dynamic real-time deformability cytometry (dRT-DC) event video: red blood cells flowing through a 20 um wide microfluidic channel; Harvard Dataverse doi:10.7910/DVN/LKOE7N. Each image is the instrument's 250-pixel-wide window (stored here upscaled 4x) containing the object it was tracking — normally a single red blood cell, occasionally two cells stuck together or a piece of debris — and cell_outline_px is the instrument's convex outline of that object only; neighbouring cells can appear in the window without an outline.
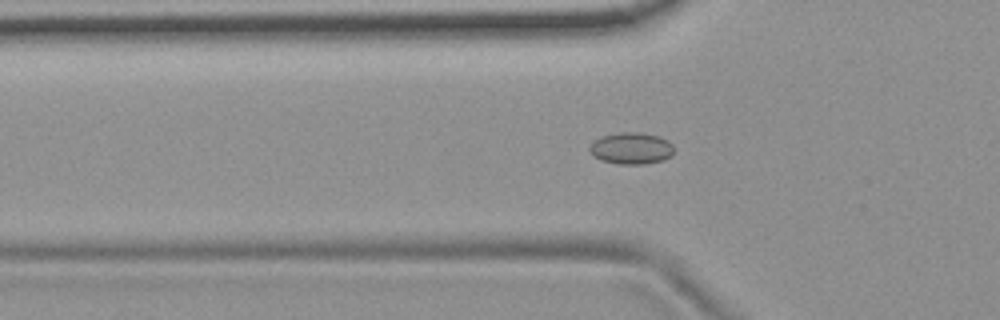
{"species": "common noctule bat (a hibernating species)", "species_latin": "Nyctalus noctula", "temperature_condition": "room temperature", "stored_images_in_passage": 56, "camera_frame_rate_fps": 3000, "um_per_image_px": 0.085, "animal": {"sex": "female", "body_mass_g": 19.9}, "frame": {"image": 1, "passage_image": 18, "time_ms": 5.667, "image_size_px": [1000, 320], "cell_outline_px": [[672, 156], [664, 160], [644, 164], [616, 164], [600, 160], [592, 156], [588, 148], [600, 136], [620, 132], [640, 132], [660, 136], [668, 140], [672, 144]], "centroid_in_image_um": [53.65, 12.61], "position_along_channel_um": 72.1, "area_um2": 15.78}}
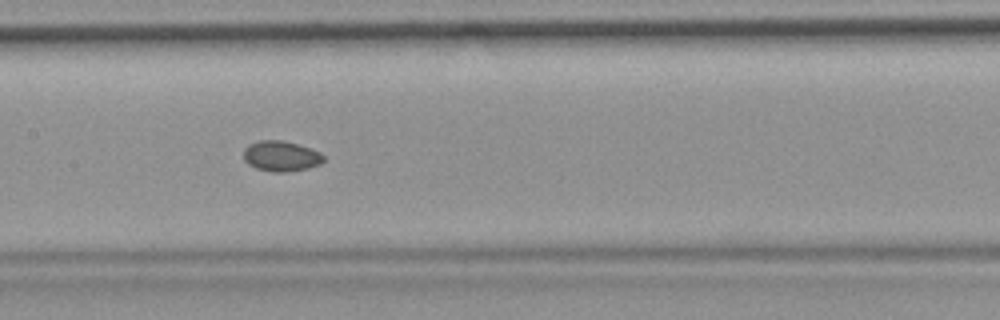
{"frame": {"image": 2, "passage_image": 27, "time_ms": 8.667, "image_size_px": [1000, 320], "cell_outline_px": [[324, 160], [320, 164], [308, 168], [288, 172], [272, 172], [256, 168], [248, 164], [244, 160], [244, 148], [248, 144], [260, 140], [280, 140], [296, 144], [320, 152], [324, 156]], "centroid_in_image_um": [23.87, 13.28], "position_along_channel_um": 183.5, "area_um2": 14.16}}
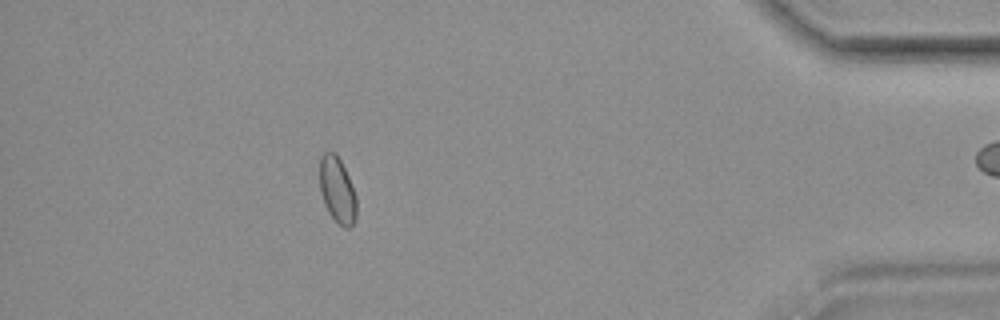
{"frame": {"image": 3, "passage_image": 49, "time_ms": 16.0, "image_size_px": [1000, 320], "cell_outline_px": [[356, 216], [352, 224], [348, 228], [344, 228], [328, 212], [324, 204], [320, 192], [320, 156], [324, 152], [336, 152], [348, 176], [356, 196]], "centroid_in_image_um": [28.65, 16.14], "position_along_channel_um": 406.5, "area_um2": 14.05}, "authors_computed_cell_mechanics": {"area_um2": 14.4211, "velocity_mm_per_s": 3.6944, "shape_relaxation_time_tau1_ms": null, "shape_relaxation_time_tau2_ms": 3.0392, "deformation_change_tau1": null, "deformation_change_tau2": 0.0459}}